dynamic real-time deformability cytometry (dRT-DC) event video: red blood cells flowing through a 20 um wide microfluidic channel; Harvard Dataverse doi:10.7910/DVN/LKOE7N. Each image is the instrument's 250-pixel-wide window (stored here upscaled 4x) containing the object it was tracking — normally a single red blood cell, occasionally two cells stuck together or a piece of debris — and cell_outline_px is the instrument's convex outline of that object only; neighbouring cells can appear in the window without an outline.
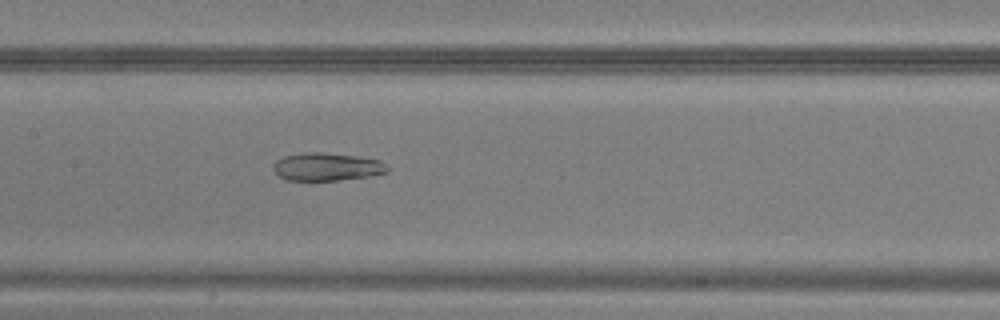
{"species": "common noctule bat (a hibernating species)", "species_latin": "Nyctalus noctula", "temperature_condition": "warm", "stored_images_in_passage": 49, "camera_frame_rate_fps": 3000, "um_per_image_px": 0.085, "animal": {"sex": "male", "body_mass_g": 20.5, "forearm_length_mm": 52.5}, "frame": {"image": 1, "passage_image": 24, "time_ms": 7.667, "image_size_px": [1000, 320], "cell_outline_px": [[388, 172], [368, 176], [336, 180], [288, 180], [280, 176], [272, 168], [272, 164], [276, 160], [284, 156], [304, 152], [324, 152], [356, 156], [380, 160], [388, 168]], "centroid_in_image_um": [27.75, 14.16], "position_along_channel_um": 179.7, "area_um2": 18.44}}
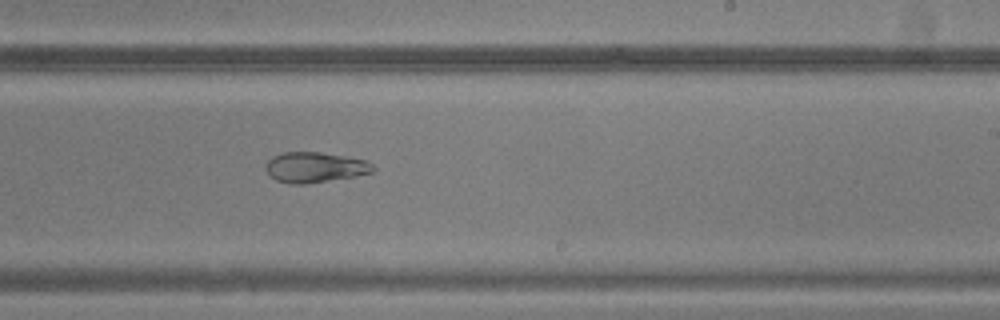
{"frame": {"image": 2, "passage_image": 30, "time_ms": 9.667, "image_size_px": [1000, 320], "cell_outline_px": [[376, 168], [372, 172], [352, 176], [304, 184], [288, 184], [276, 180], [268, 172], [268, 160], [272, 156], [280, 152], [320, 152], [344, 156], [364, 160], [372, 164]], "centroid_in_image_um": [26.75, 14.21], "position_along_channel_um": 262.2, "area_um2": 18.61}}
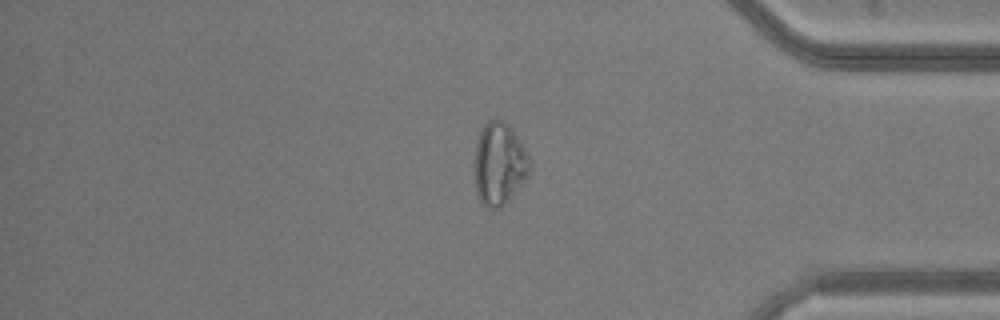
{"frame": {"image": 3, "passage_image": 41, "time_ms": 13.333, "image_size_px": [1000, 320], "cell_outline_px": [[532, 168], [528, 176], [508, 200], [500, 208], [488, 208], [480, 200], [476, 192], [472, 168], [472, 164], [476, 140], [484, 124], [488, 120], [496, 116], [504, 120], [512, 128], [532, 160]], "centroid_in_image_um": [42.41, 13.88], "position_along_channel_um": 392.8, "area_um2": 27.46}}